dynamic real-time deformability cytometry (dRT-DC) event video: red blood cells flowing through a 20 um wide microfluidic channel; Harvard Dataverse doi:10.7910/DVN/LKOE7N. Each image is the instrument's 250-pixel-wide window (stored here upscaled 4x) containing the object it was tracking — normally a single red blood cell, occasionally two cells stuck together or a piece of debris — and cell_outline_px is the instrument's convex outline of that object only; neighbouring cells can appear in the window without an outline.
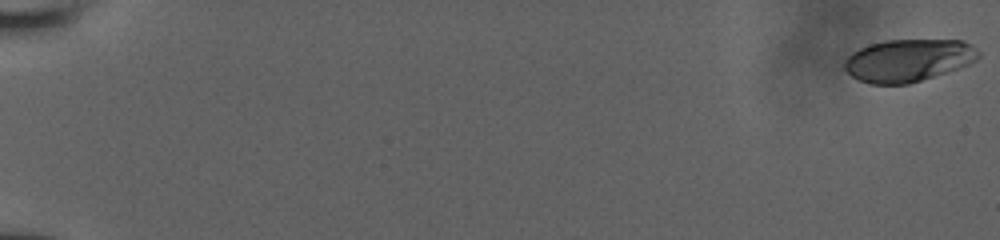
{"species": "human", "species_latin": "Homo sapiens", "temperature_condition": "room temperature", "stored_images_in_passage": 21, "camera_frame_rate_fps": 3000, "um_per_image_px": 0.085, "donor": {"sex": "male"}, "frame": {"image": 1, "passage_image": 1, "time_ms": 0.0, "image_size_px": [1000, 240], "cell_outline_px": [[980, 56], [976, 60], [968, 64], [908, 84], [872, 84], [860, 80], [852, 76], [844, 68], [844, 60], [852, 52], [860, 48], [884, 40], [960, 40], [976, 48], [980, 52]], "centroid_in_image_um": [77.17, 5.12], "position_along_channel_um": 7.8, "area_um2": 32.71}}
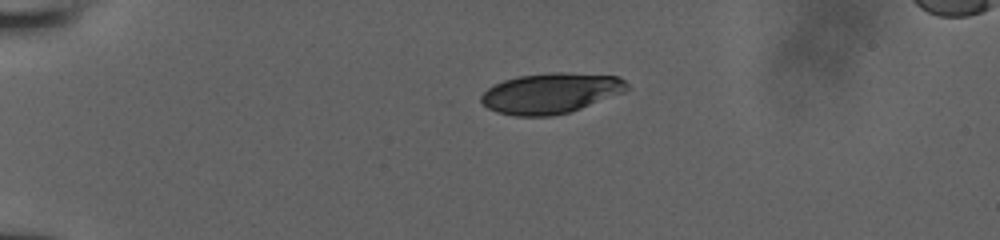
{"frame": {"image": 2, "passage_image": 15, "time_ms": 4.667, "image_size_px": [1000, 240], "cell_outline_px": [[628, 88], [624, 92], [580, 108], [568, 112], [552, 116], [516, 116], [496, 112], [488, 108], [480, 100], [480, 96], [488, 88], [504, 80], [520, 76], [552, 72], [564, 72], [620, 76], [628, 84]], "centroid_in_image_um": [46.81, 7.92], "position_along_channel_um": 38.2, "area_um2": 34.16}}